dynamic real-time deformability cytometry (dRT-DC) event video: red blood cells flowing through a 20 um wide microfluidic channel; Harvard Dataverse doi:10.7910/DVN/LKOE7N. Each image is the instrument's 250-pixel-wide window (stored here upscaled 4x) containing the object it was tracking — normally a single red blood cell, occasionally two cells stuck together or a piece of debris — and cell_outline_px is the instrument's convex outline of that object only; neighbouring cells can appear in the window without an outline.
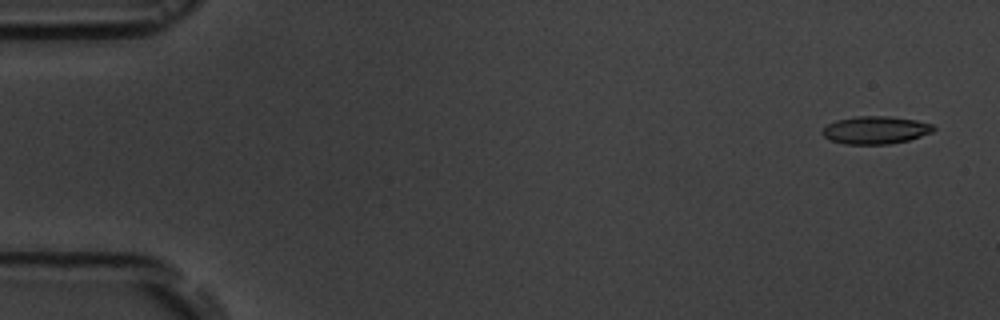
{"species": "common noctule bat (a hibernating species)", "species_latin": "Nyctalus noctula", "temperature_condition": "room temperature", "stored_images_in_passage": 4, "camera_frame_rate_fps": 3000, "um_per_image_px": 0.085, "animal": {"sex": "male", "body_mass_g": 19.5, "forearm_length_mm": 54.6}, "frame": {"image": 1, "passage_image": 1, "time_ms": 0.0, "image_size_px": [1000, 320], "cell_outline_px": [[936, 128], [932, 132], [908, 140], [888, 144], [844, 144], [832, 140], [824, 136], [820, 132], [828, 124], [836, 120], [856, 116], [888, 116], [916, 120], [932, 124]], "centroid_in_image_um": [74.41, 11.05], "position_along_channel_um": 10.6, "area_um2": 17.86}}